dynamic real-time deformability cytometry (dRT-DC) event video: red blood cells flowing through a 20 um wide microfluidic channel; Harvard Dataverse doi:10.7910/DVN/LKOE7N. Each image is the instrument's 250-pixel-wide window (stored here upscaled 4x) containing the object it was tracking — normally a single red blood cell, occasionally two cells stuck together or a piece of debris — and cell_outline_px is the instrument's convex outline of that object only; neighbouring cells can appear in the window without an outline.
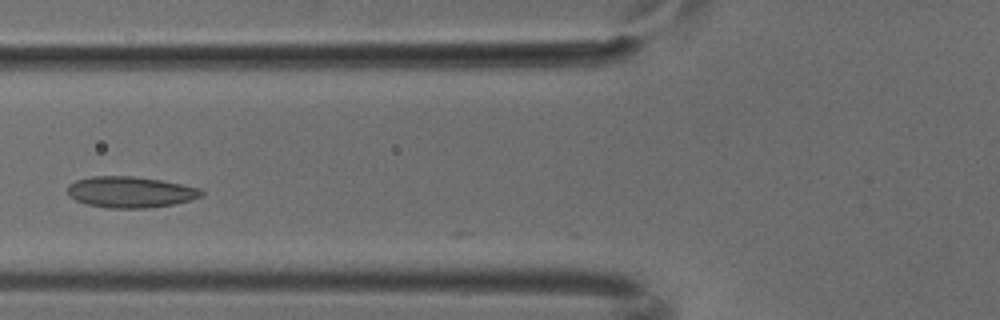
{"species": "common noctule bat (a hibernating species)", "species_latin": "Nyctalus noctula", "temperature_condition": "cold", "stored_images_in_passage": 3, "camera_frame_rate_fps": 3000, "um_per_image_px": 0.085, "animal": {"sex": "male", "body_mass_g": 18.8}, "frame": {"image": 1, "passage_image": 3, "time_ms": 0.667, "image_size_px": [1000, 320], "cell_outline_px": [[204, 196], [192, 200], [172, 204], [148, 208], [108, 208], [84, 204], [68, 196], [68, 184], [76, 180], [92, 176], [132, 176], [160, 180], [200, 188], [204, 192]], "centroid_in_image_um": [11.07, 16.33], "position_along_channel_um": 114.7, "area_um2": 24.39}}